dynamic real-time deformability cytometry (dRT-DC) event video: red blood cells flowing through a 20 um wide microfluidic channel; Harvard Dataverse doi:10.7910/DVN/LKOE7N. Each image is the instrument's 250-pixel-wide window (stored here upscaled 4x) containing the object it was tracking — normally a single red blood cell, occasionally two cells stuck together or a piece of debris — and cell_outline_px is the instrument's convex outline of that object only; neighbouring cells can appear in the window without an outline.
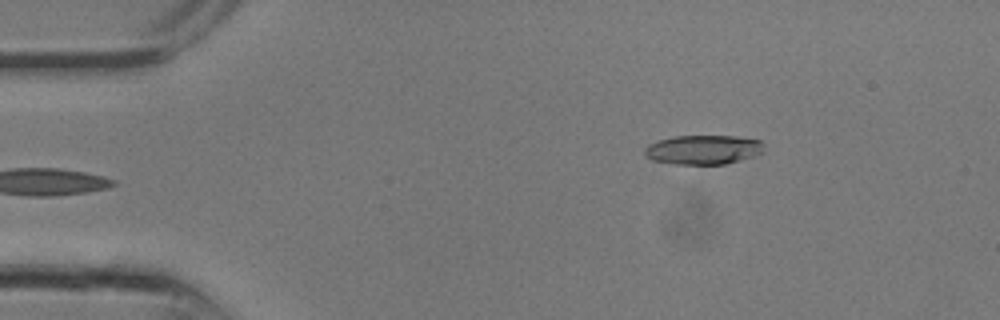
{"species": "common noctule bat (a hibernating species)", "species_latin": "Nyctalus noctula", "temperature_condition": "room temperature", "stored_images_in_passage": 8, "camera_frame_rate_fps": 3000, "um_per_image_px": 0.085, "animal": {"sex": "male", "body_mass_g": 13.3}, "frame": {"image": 1, "passage_image": 8, "time_ms": 2.333, "image_size_px": [1000, 320], "cell_outline_px": [[764, 152], [740, 160], [724, 164], [676, 164], [652, 160], [644, 156], [644, 148], [648, 144], [656, 140], [672, 136], [736, 136], [760, 140], [764, 144]], "centroid_in_image_um": [59.74, 12.71], "position_along_channel_um": 25.3, "area_um2": 20.58}}